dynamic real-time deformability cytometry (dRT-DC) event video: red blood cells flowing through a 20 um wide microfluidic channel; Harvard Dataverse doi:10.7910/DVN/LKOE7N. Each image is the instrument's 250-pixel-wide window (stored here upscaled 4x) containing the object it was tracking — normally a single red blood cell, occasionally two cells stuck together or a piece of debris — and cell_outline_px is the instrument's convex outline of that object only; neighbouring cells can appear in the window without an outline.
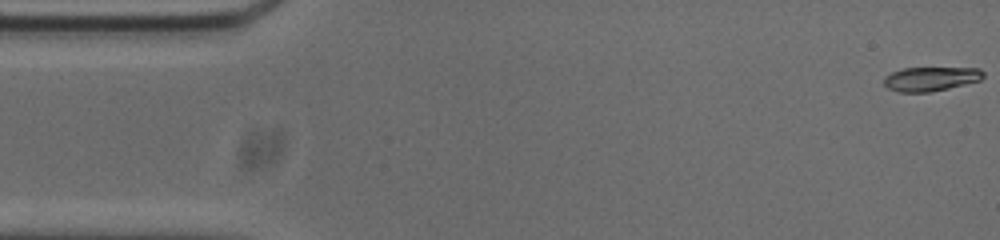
{"species": "common noctule bat (a hibernating species)", "species_latin": "Nyctalus noctula", "temperature_condition": "cold", "stored_images_in_passage": 53, "camera_frame_rate_fps": 3000, "um_per_image_px": 0.085, "animal": {"sex": "male", "body_mass_g": 20.0, "forearm_length_mm": 53.3}, "frame": {"image": 1, "passage_image": 1, "time_ms": 0.0, "image_size_px": [1000, 240], "cell_outline_px": [[984, 76], [980, 80], [948, 88], [928, 92], [900, 92], [888, 88], [884, 84], [884, 76], [892, 72], [904, 68], [980, 68], [984, 72]], "centroid_in_image_um": [79.11, 6.7], "position_along_channel_um": 5.9, "area_um2": 13.87}}
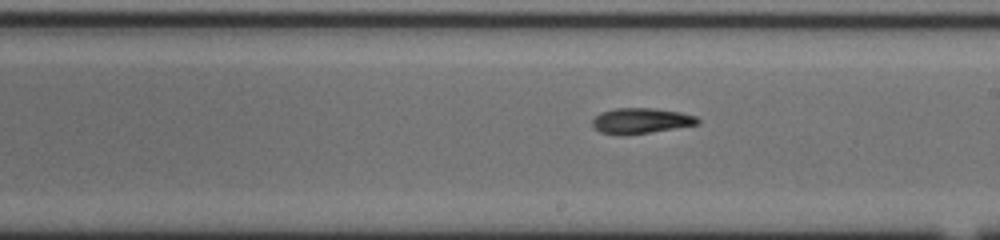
{"frame": {"image": 2, "passage_image": 29, "time_ms": 9.333, "image_size_px": [1000, 240], "cell_outline_px": [[700, 124], [648, 132], [600, 132], [592, 124], [592, 120], [600, 112], [616, 108], [652, 108], [680, 112], [696, 116], [700, 120]], "centroid_in_image_um": [54.54, 10.21], "position_along_channel_um": 234.5, "area_um2": 14.91}}
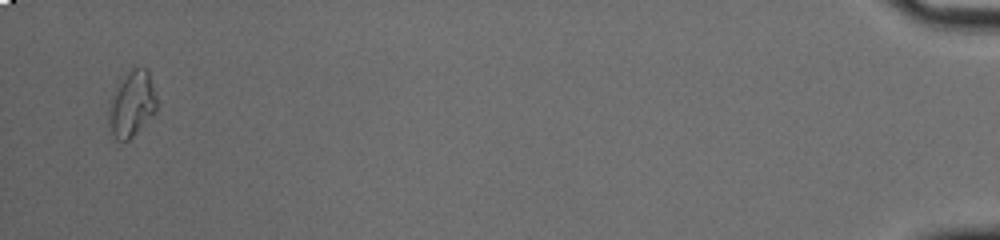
{"frame": {"image": 3, "passage_image": 52, "time_ms": 17.0, "image_size_px": [1000, 240], "cell_outline_px": [[156, 112], [128, 140], [116, 140], [112, 132], [108, 116], [108, 108], [116, 88], [120, 80], [132, 68], [140, 64], [148, 68], [156, 96]], "centroid_in_image_um": [11.23, 8.77], "position_along_channel_um": 424.0, "area_um2": 18.26}, "authors_computed_cell_mechanics": {"area_um2": 15.6638, "velocity_mm_per_s": 3.7574, "shape_relaxation_time_tau1_ms": null, "shape_relaxation_time_tau2_ms": 5.5959, "deformation_change_tau1": null, "deformation_change_tau2": 0.1259}}